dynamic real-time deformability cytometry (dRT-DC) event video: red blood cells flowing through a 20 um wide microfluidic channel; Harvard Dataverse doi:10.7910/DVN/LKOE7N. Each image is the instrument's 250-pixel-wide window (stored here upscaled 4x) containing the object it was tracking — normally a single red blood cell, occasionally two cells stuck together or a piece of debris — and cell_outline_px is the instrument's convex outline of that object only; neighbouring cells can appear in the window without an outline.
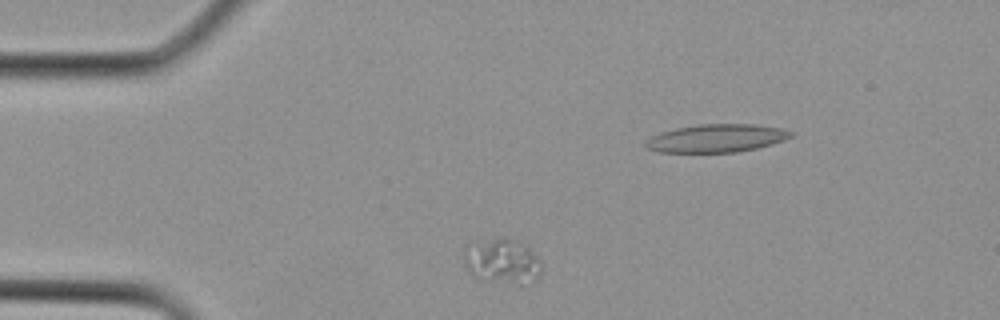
{"species": "Egyptian fruit bat (a non-hibernating species)", "species_latin": "Rousettus aegyptiacus", "temperature_condition": "cold", "stored_images_in_passage": 3, "camera_frame_rate_fps": 3000, "um_per_image_px": 0.085, "animal": {"sex": "female"}, "frame": {"image": 1, "passage_image": 2, "time_ms": 0.333, "image_size_px": [1000, 320], "cell_outline_px": [[540, 268], [536, 272], [516, 276], [492, 280], [484, 280], [472, 276], [468, 272], [464, 264], [464, 248], [500, 236], [504, 236], [516, 240], [524, 244], [528, 248], [540, 264]], "centroid_in_image_um": [42.47, 22.04], "position_along_channel_um": 42.5, "area_um2": 17.86}}
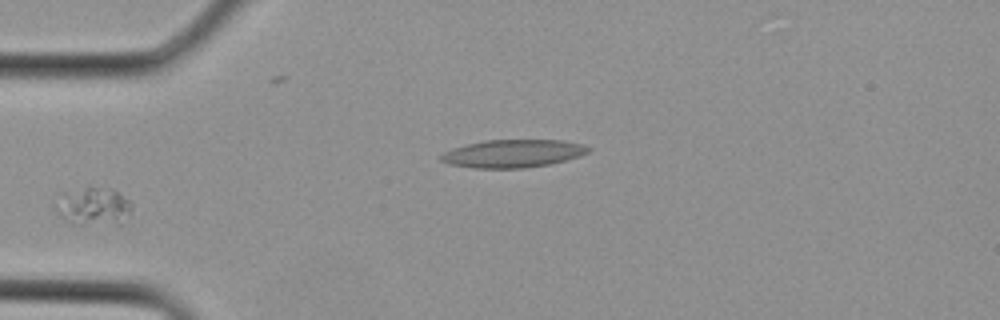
{"frame": {"image": 2, "passage_image": 3, "time_ms": 0.667, "image_size_px": [1000, 320], "cell_outline_px": [[132, 208], [124, 224], [72, 224], [64, 220], [56, 212], [88, 188], [112, 188], [128, 200], [132, 204]], "centroid_in_image_um": [8.24, 17.67], "position_along_channel_um": 76.8, "area_um2": 14.85}}